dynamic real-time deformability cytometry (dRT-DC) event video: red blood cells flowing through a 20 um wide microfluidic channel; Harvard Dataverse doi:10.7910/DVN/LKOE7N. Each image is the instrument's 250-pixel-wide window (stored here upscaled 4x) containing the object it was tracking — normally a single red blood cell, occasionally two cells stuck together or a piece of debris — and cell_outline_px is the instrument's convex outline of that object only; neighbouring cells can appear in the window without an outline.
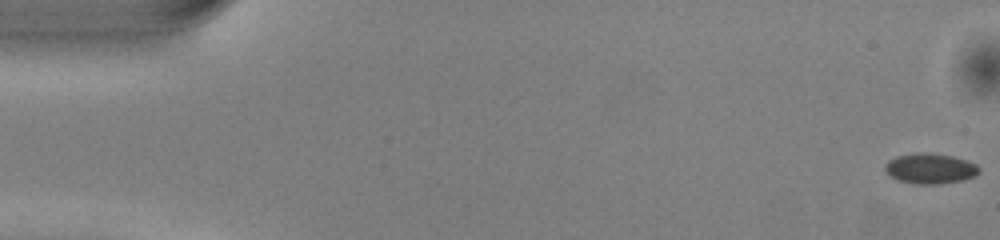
{"species": "common noctule bat (a hibernating species)", "species_latin": "Nyctalus noctula", "temperature_condition": "warm", "stored_images_in_passage": 48, "camera_frame_rate_fps": 3000, "um_per_image_px": 0.085, "animal": {"sex": "male", "body_mass_g": 13.0, "forearm_length_mm": 53.1}, "frame": {"image": 1, "passage_image": 1, "time_ms": 0.0, "image_size_px": [1000, 240], "cell_outline_px": [[980, 172], [972, 176], [960, 180], [940, 184], [916, 184], [900, 180], [888, 176], [884, 168], [884, 164], [888, 160], [896, 156], [916, 152], [924, 152], [952, 156], [976, 164], [980, 168]], "centroid_in_image_um": [79.01, 14.32], "position_along_channel_um": 6.0, "area_um2": 16.59}}
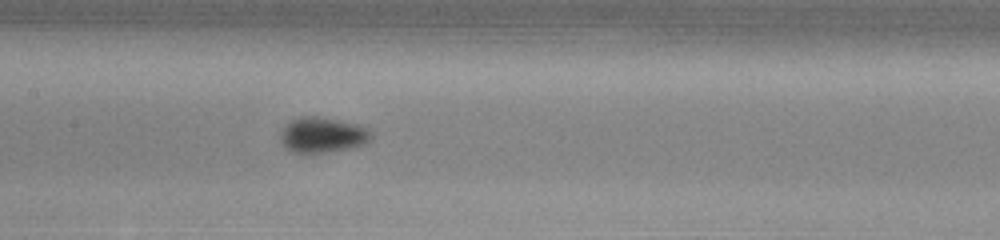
{"frame": {"image": 2, "passage_image": 25, "time_ms": 8.0, "image_size_px": [1000, 240], "cell_outline_px": [[372, 136], [364, 144], [348, 148], [324, 152], [292, 152], [280, 140], [280, 136], [284, 128], [292, 120], [300, 116], [316, 116], [356, 124], [368, 128]], "centroid_in_image_um": [27.41, 11.46], "position_along_channel_um": 180.0, "area_um2": 18.15}}
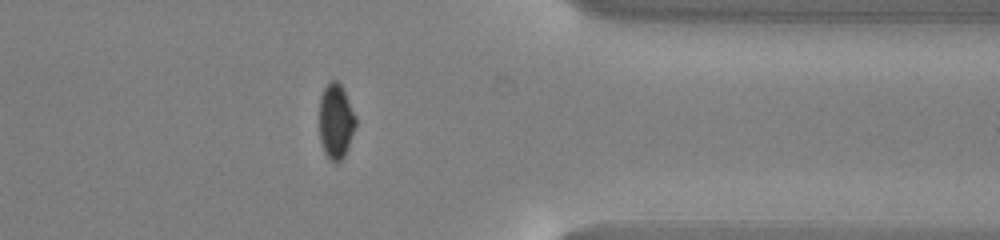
{"frame": {"image": 3, "passage_image": 41, "time_ms": 13.333, "image_size_px": [1000, 240], "cell_outline_px": [[356, 124], [348, 148], [344, 156], [336, 164], [324, 152], [320, 140], [320, 96], [324, 88], [332, 80], [336, 80], [340, 84], [356, 116]], "centroid_in_image_um": [28.55, 10.32], "position_along_channel_um": 382.9, "area_um2": 15.66}, "authors_computed_cell_mechanics": {"area_um2": 16.5886, "velocity_mm_per_s": 4.058, "shape_relaxation_time_tau1_ms": 1.5668, "shape_relaxation_time_tau2_ms": null, "deformation_change_tau1": 0.0724, "deformation_change_tau2": null}}